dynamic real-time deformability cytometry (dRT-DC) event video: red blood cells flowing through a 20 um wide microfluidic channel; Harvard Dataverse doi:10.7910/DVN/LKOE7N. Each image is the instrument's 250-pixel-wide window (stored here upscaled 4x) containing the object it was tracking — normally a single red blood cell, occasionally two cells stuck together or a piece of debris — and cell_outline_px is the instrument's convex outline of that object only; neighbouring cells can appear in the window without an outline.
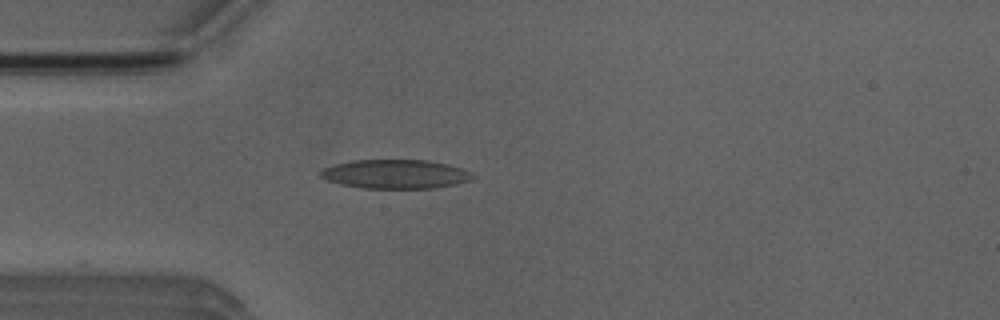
{"species": "Egyptian fruit bat (a non-hibernating species)", "species_latin": "Rousettus aegyptiacus", "temperature_condition": "room temperature", "stored_images_in_passage": 3, "camera_frame_rate_fps": 3000, "um_per_image_px": 0.085, "animal": {"sex": "male"}, "frame": {"image": 1, "passage_image": 3, "time_ms": 2.333, "image_size_px": [1000, 320], "cell_outline_px": [[476, 176], [468, 180], [456, 184], [432, 188], [364, 188], [340, 184], [328, 180], [320, 176], [320, 172], [324, 168], [336, 164], [352, 160], [428, 160], [448, 164], [464, 168], [472, 172]], "centroid_in_image_um": [33.65, 14.79], "position_along_channel_um": 51.3, "area_um2": 25.66}}